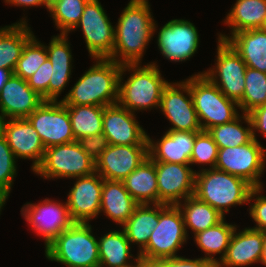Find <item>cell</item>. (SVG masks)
<instances>
[{"mask_svg": "<svg viewBox=\"0 0 266 267\" xmlns=\"http://www.w3.org/2000/svg\"><path fill=\"white\" fill-rule=\"evenodd\" d=\"M148 0H130L114 27V47L108 57L119 64H141L143 53L156 32Z\"/></svg>", "mask_w": 266, "mask_h": 267, "instance_id": "6da1fadb", "label": "cell"}, {"mask_svg": "<svg viewBox=\"0 0 266 267\" xmlns=\"http://www.w3.org/2000/svg\"><path fill=\"white\" fill-rule=\"evenodd\" d=\"M95 61L63 97L64 105L105 107L117 103L122 64L109 58H95Z\"/></svg>", "mask_w": 266, "mask_h": 267, "instance_id": "7a4b0ae2", "label": "cell"}, {"mask_svg": "<svg viewBox=\"0 0 266 267\" xmlns=\"http://www.w3.org/2000/svg\"><path fill=\"white\" fill-rule=\"evenodd\" d=\"M141 64H122L119 77L117 103L130 112L160 108L161 95L169 83L160 73L158 65L152 62L145 66ZM132 71L130 77L123 83V74Z\"/></svg>", "mask_w": 266, "mask_h": 267, "instance_id": "3957f363", "label": "cell"}, {"mask_svg": "<svg viewBox=\"0 0 266 267\" xmlns=\"http://www.w3.org/2000/svg\"><path fill=\"white\" fill-rule=\"evenodd\" d=\"M253 188L241 177L216 168H203L195 175L194 196L225 217L230 207L248 203Z\"/></svg>", "mask_w": 266, "mask_h": 267, "instance_id": "277c9868", "label": "cell"}, {"mask_svg": "<svg viewBox=\"0 0 266 267\" xmlns=\"http://www.w3.org/2000/svg\"><path fill=\"white\" fill-rule=\"evenodd\" d=\"M96 239L89 223L74 222L45 247V256L66 267H99Z\"/></svg>", "mask_w": 266, "mask_h": 267, "instance_id": "5b68a950", "label": "cell"}, {"mask_svg": "<svg viewBox=\"0 0 266 267\" xmlns=\"http://www.w3.org/2000/svg\"><path fill=\"white\" fill-rule=\"evenodd\" d=\"M189 87L202 131L229 123L239 116L238 103L227 98L204 74L189 77Z\"/></svg>", "mask_w": 266, "mask_h": 267, "instance_id": "8992f818", "label": "cell"}, {"mask_svg": "<svg viewBox=\"0 0 266 267\" xmlns=\"http://www.w3.org/2000/svg\"><path fill=\"white\" fill-rule=\"evenodd\" d=\"M183 214L178 205L159 204V222L139 257L166 259L178 256L177 251L187 241Z\"/></svg>", "mask_w": 266, "mask_h": 267, "instance_id": "52a82bcc", "label": "cell"}, {"mask_svg": "<svg viewBox=\"0 0 266 267\" xmlns=\"http://www.w3.org/2000/svg\"><path fill=\"white\" fill-rule=\"evenodd\" d=\"M95 172L96 162L81 148L77 140L46 148L41 164L34 171L44 179H75Z\"/></svg>", "mask_w": 266, "mask_h": 267, "instance_id": "ba28073f", "label": "cell"}, {"mask_svg": "<svg viewBox=\"0 0 266 267\" xmlns=\"http://www.w3.org/2000/svg\"><path fill=\"white\" fill-rule=\"evenodd\" d=\"M266 148L252 138L237 147L218 148L215 168L245 179L254 188L263 187L260 181L266 164Z\"/></svg>", "mask_w": 266, "mask_h": 267, "instance_id": "9c48e42d", "label": "cell"}, {"mask_svg": "<svg viewBox=\"0 0 266 267\" xmlns=\"http://www.w3.org/2000/svg\"><path fill=\"white\" fill-rule=\"evenodd\" d=\"M246 68L247 65L234 48L227 41L218 39L215 66L201 73L227 98L239 103L244 94Z\"/></svg>", "mask_w": 266, "mask_h": 267, "instance_id": "30bf717a", "label": "cell"}, {"mask_svg": "<svg viewBox=\"0 0 266 267\" xmlns=\"http://www.w3.org/2000/svg\"><path fill=\"white\" fill-rule=\"evenodd\" d=\"M27 119L39 134L45 148L76 141L68 107L61 100H45Z\"/></svg>", "mask_w": 266, "mask_h": 267, "instance_id": "8fae6325", "label": "cell"}, {"mask_svg": "<svg viewBox=\"0 0 266 267\" xmlns=\"http://www.w3.org/2000/svg\"><path fill=\"white\" fill-rule=\"evenodd\" d=\"M91 58H108L114 47V26L99 0H89L79 23Z\"/></svg>", "mask_w": 266, "mask_h": 267, "instance_id": "7c38bea8", "label": "cell"}, {"mask_svg": "<svg viewBox=\"0 0 266 267\" xmlns=\"http://www.w3.org/2000/svg\"><path fill=\"white\" fill-rule=\"evenodd\" d=\"M159 109L173 125L168 130L202 131L190 93L189 78L179 83L169 82L164 87Z\"/></svg>", "mask_w": 266, "mask_h": 267, "instance_id": "4fadbf2b", "label": "cell"}, {"mask_svg": "<svg viewBox=\"0 0 266 267\" xmlns=\"http://www.w3.org/2000/svg\"><path fill=\"white\" fill-rule=\"evenodd\" d=\"M21 214L32 227V230L45 240V247L61 232L74 222L68 212L67 203H59L45 198L38 204L26 203Z\"/></svg>", "mask_w": 266, "mask_h": 267, "instance_id": "5bb4252c", "label": "cell"}, {"mask_svg": "<svg viewBox=\"0 0 266 267\" xmlns=\"http://www.w3.org/2000/svg\"><path fill=\"white\" fill-rule=\"evenodd\" d=\"M198 30L188 20L173 19L160 30L157 44L161 54L170 61L182 62L193 57L199 46Z\"/></svg>", "mask_w": 266, "mask_h": 267, "instance_id": "9a60e30c", "label": "cell"}, {"mask_svg": "<svg viewBox=\"0 0 266 267\" xmlns=\"http://www.w3.org/2000/svg\"><path fill=\"white\" fill-rule=\"evenodd\" d=\"M155 170L159 204L178 205L182 199L194 195L196 170L189 165L155 162Z\"/></svg>", "mask_w": 266, "mask_h": 267, "instance_id": "2e32d148", "label": "cell"}, {"mask_svg": "<svg viewBox=\"0 0 266 267\" xmlns=\"http://www.w3.org/2000/svg\"><path fill=\"white\" fill-rule=\"evenodd\" d=\"M149 157V145H109L96 161V172L106 180L123 181Z\"/></svg>", "mask_w": 266, "mask_h": 267, "instance_id": "e0dca14e", "label": "cell"}, {"mask_svg": "<svg viewBox=\"0 0 266 267\" xmlns=\"http://www.w3.org/2000/svg\"><path fill=\"white\" fill-rule=\"evenodd\" d=\"M0 131L16 159H32L34 172L41 164L46 148L30 121L27 118L0 120Z\"/></svg>", "mask_w": 266, "mask_h": 267, "instance_id": "ac0fdd59", "label": "cell"}, {"mask_svg": "<svg viewBox=\"0 0 266 267\" xmlns=\"http://www.w3.org/2000/svg\"><path fill=\"white\" fill-rule=\"evenodd\" d=\"M135 116L118 103L104 107L103 134L109 145H149L148 135Z\"/></svg>", "mask_w": 266, "mask_h": 267, "instance_id": "d6986e66", "label": "cell"}, {"mask_svg": "<svg viewBox=\"0 0 266 267\" xmlns=\"http://www.w3.org/2000/svg\"><path fill=\"white\" fill-rule=\"evenodd\" d=\"M76 180L66 202L69 216L73 222L89 223L100 214L103 178L95 172Z\"/></svg>", "mask_w": 266, "mask_h": 267, "instance_id": "ffe728a7", "label": "cell"}, {"mask_svg": "<svg viewBox=\"0 0 266 267\" xmlns=\"http://www.w3.org/2000/svg\"><path fill=\"white\" fill-rule=\"evenodd\" d=\"M44 101L27 80L12 74L0 92V120L27 118Z\"/></svg>", "mask_w": 266, "mask_h": 267, "instance_id": "44dd1931", "label": "cell"}, {"mask_svg": "<svg viewBox=\"0 0 266 267\" xmlns=\"http://www.w3.org/2000/svg\"><path fill=\"white\" fill-rule=\"evenodd\" d=\"M199 132L168 130L157 142L148 135L149 157L155 162L190 165L195 137Z\"/></svg>", "mask_w": 266, "mask_h": 267, "instance_id": "7402d4cb", "label": "cell"}, {"mask_svg": "<svg viewBox=\"0 0 266 267\" xmlns=\"http://www.w3.org/2000/svg\"><path fill=\"white\" fill-rule=\"evenodd\" d=\"M235 228L225 256L217 267H244L260 262L263 250V231L245 228L237 233Z\"/></svg>", "mask_w": 266, "mask_h": 267, "instance_id": "603a6c76", "label": "cell"}, {"mask_svg": "<svg viewBox=\"0 0 266 267\" xmlns=\"http://www.w3.org/2000/svg\"><path fill=\"white\" fill-rule=\"evenodd\" d=\"M218 39L227 41L247 67L266 73V30L249 29L231 36L220 34Z\"/></svg>", "mask_w": 266, "mask_h": 267, "instance_id": "cb8c5ba5", "label": "cell"}, {"mask_svg": "<svg viewBox=\"0 0 266 267\" xmlns=\"http://www.w3.org/2000/svg\"><path fill=\"white\" fill-rule=\"evenodd\" d=\"M67 36L66 34L53 36L49 46H46L48 59L52 63V74L49 82V100L51 101H57L71 76L73 57Z\"/></svg>", "mask_w": 266, "mask_h": 267, "instance_id": "d4e9b609", "label": "cell"}, {"mask_svg": "<svg viewBox=\"0 0 266 267\" xmlns=\"http://www.w3.org/2000/svg\"><path fill=\"white\" fill-rule=\"evenodd\" d=\"M139 204L125 189L123 181L103 179L100 213L122 226Z\"/></svg>", "mask_w": 266, "mask_h": 267, "instance_id": "484cf974", "label": "cell"}, {"mask_svg": "<svg viewBox=\"0 0 266 267\" xmlns=\"http://www.w3.org/2000/svg\"><path fill=\"white\" fill-rule=\"evenodd\" d=\"M125 189L140 204H159L155 161L148 157L123 180Z\"/></svg>", "mask_w": 266, "mask_h": 267, "instance_id": "4316f807", "label": "cell"}, {"mask_svg": "<svg viewBox=\"0 0 266 267\" xmlns=\"http://www.w3.org/2000/svg\"><path fill=\"white\" fill-rule=\"evenodd\" d=\"M26 19L0 28V67L14 72L25 44L34 36Z\"/></svg>", "mask_w": 266, "mask_h": 267, "instance_id": "83f0119b", "label": "cell"}, {"mask_svg": "<svg viewBox=\"0 0 266 267\" xmlns=\"http://www.w3.org/2000/svg\"><path fill=\"white\" fill-rule=\"evenodd\" d=\"M159 222V204H140L121 226L130 244L136 243L139 252L147 245L152 231Z\"/></svg>", "mask_w": 266, "mask_h": 267, "instance_id": "f1b7e54d", "label": "cell"}, {"mask_svg": "<svg viewBox=\"0 0 266 267\" xmlns=\"http://www.w3.org/2000/svg\"><path fill=\"white\" fill-rule=\"evenodd\" d=\"M266 19V0H237L224 19L231 35L239 31L262 28Z\"/></svg>", "mask_w": 266, "mask_h": 267, "instance_id": "f546056e", "label": "cell"}, {"mask_svg": "<svg viewBox=\"0 0 266 267\" xmlns=\"http://www.w3.org/2000/svg\"><path fill=\"white\" fill-rule=\"evenodd\" d=\"M100 266L124 267L131 265V244L124 230H111L98 239Z\"/></svg>", "mask_w": 266, "mask_h": 267, "instance_id": "4dcf8cb0", "label": "cell"}, {"mask_svg": "<svg viewBox=\"0 0 266 267\" xmlns=\"http://www.w3.org/2000/svg\"><path fill=\"white\" fill-rule=\"evenodd\" d=\"M235 228H237L236 225L226 223L225 218H223L216 225L195 234V243L207 255L204 258L216 264L222 260ZM215 254H221L220 259L218 258L217 260V258L213 257Z\"/></svg>", "mask_w": 266, "mask_h": 267, "instance_id": "1f68e13d", "label": "cell"}, {"mask_svg": "<svg viewBox=\"0 0 266 267\" xmlns=\"http://www.w3.org/2000/svg\"><path fill=\"white\" fill-rule=\"evenodd\" d=\"M178 207L183 214L186 233L190 228L194 235L216 225L224 218L216 209L194 195L186 198L183 204L179 203Z\"/></svg>", "mask_w": 266, "mask_h": 267, "instance_id": "d6a6232c", "label": "cell"}, {"mask_svg": "<svg viewBox=\"0 0 266 267\" xmlns=\"http://www.w3.org/2000/svg\"><path fill=\"white\" fill-rule=\"evenodd\" d=\"M75 140L103 133L104 107L97 105H66Z\"/></svg>", "mask_w": 266, "mask_h": 267, "instance_id": "836d02e7", "label": "cell"}, {"mask_svg": "<svg viewBox=\"0 0 266 267\" xmlns=\"http://www.w3.org/2000/svg\"><path fill=\"white\" fill-rule=\"evenodd\" d=\"M241 120L246 122L247 127L242 126ZM208 133L212 136L218 148L237 147L248 143L253 138L249 115L244 113L229 123L210 128Z\"/></svg>", "mask_w": 266, "mask_h": 267, "instance_id": "e575fe53", "label": "cell"}, {"mask_svg": "<svg viewBox=\"0 0 266 267\" xmlns=\"http://www.w3.org/2000/svg\"><path fill=\"white\" fill-rule=\"evenodd\" d=\"M266 104V73L247 67L245 72V89L239 109L248 114L253 109Z\"/></svg>", "mask_w": 266, "mask_h": 267, "instance_id": "d590c367", "label": "cell"}, {"mask_svg": "<svg viewBox=\"0 0 266 267\" xmlns=\"http://www.w3.org/2000/svg\"><path fill=\"white\" fill-rule=\"evenodd\" d=\"M89 0H59L49 12L60 34L68 35L76 27Z\"/></svg>", "mask_w": 266, "mask_h": 267, "instance_id": "8d00e7d4", "label": "cell"}, {"mask_svg": "<svg viewBox=\"0 0 266 267\" xmlns=\"http://www.w3.org/2000/svg\"><path fill=\"white\" fill-rule=\"evenodd\" d=\"M47 58L46 46L37 41L36 37L33 36L23 47L13 74L27 80Z\"/></svg>", "mask_w": 266, "mask_h": 267, "instance_id": "74e56055", "label": "cell"}, {"mask_svg": "<svg viewBox=\"0 0 266 267\" xmlns=\"http://www.w3.org/2000/svg\"><path fill=\"white\" fill-rule=\"evenodd\" d=\"M15 160L5 136L0 131V212L8 199L14 178L17 175Z\"/></svg>", "mask_w": 266, "mask_h": 267, "instance_id": "f35d334b", "label": "cell"}, {"mask_svg": "<svg viewBox=\"0 0 266 267\" xmlns=\"http://www.w3.org/2000/svg\"><path fill=\"white\" fill-rule=\"evenodd\" d=\"M218 155V146L208 131H201L195 137L191 153L190 165L209 164L210 169L215 168Z\"/></svg>", "mask_w": 266, "mask_h": 267, "instance_id": "ab89813d", "label": "cell"}, {"mask_svg": "<svg viewBox=\"0 0 266 267\" xmlns=\"http://www.w3.org/2000/svg\"><path fill=\"white\" fill-rule=\"evenodd\" d=\"M52 74V63L47 58L38 70L27 79L28 85L44 100H49V82Z\"/></svg>", "mask_w": 266, "mask_h": 267, "instance_id": "60d3db41", "label": "cell"}, {"mask_svg": "<svg viewBox=\"0 0 266 267\" xmlns=\"http://www.w3.org/2000/svg\"><path fill=\"white\" fill-rule=\"evenodd\" d=\"M262 190L263 187H255L251 190L248 202L253 200L254 203H250L249 213L252 219L256 222V227L254 226L252 228L255 230L266 231V196L260 195Z\"/></svg>", "mask_w": 266, "mask_h": 267, "instance_id": "b9f144b4", "label": "cell"}, {"mask_svg": "<svg viewBox=\"0 0 266 267\" xmlns=\"http://www.w3.org/2000/svg\"><path fill=\"white\" fill-rule=\"evenodd\" d=\"M77 141L81 148L95 162L109 146L108 139L103 133H96L92 136L80 138Z\"/></svg>", "mask_w": 266, "mask_h": 267, "instance_id": "7bdbcfd3", "label": "cell"}, {"mask_svg": "<svg viewBox=\"0 0 266 267\" xmlns=\"http://www.w3.org/2000/svg\"><path fill=\"white\" fill-rule=\"evenodd\" d=\"M167 267H217V264L204 257L188 259L181 256L167 258Z\"/></svg>", "mask_w": 266, "mask_h": 267, "instance_id": "ee69618b", "label": "cell"}, {"mask_svg": "<svg viewBox=\"0 0 266 267\" xmlns=\"http://www.w3.org/2000/svg\"><path fill=\"white\" fill-rule=\"evenodd\" d=\"M248 115L252 124V137L257 140L256 131L266 137V104L253 109Z\"/></svg>", "mask_w": 266, "mask_h": 267, "instance_id": "f6af8a7d", "label": "cell"}, {"mask_svg": "<svg viewBox=\"0 0 266 267\" xmlns=\"http://www.w3.org/2000/svg\"><path fill=\"white\" fill-rule=\"evenodd\" d=\"M140 267H167V258L151 259L140 257Z\"/></svg>", "mask_w": 266, "mask_h": 267, "instance_id": "bcb514c9", "label": "cell"}, {"mask_svg": "<svg viewBox=\"0 0 266 267\" xmlns=\"http://www.w3.org/2000/svg\"><path fill=\"white\" fill-rule=\"evenodd\" d=\"M7 4H12L14 6H23V7H38V6H43L44 1L43 0H4Z\"/></svg>", "mask_w": 266, "mask_h": 267, "instance_id": "7dc6e473", "label": "cell"}, {"mask_svg": "<svg viewBox=\"0 0 266 267\" xmlns=\"http://www.w3.org/2000/svg\"><path fill=\"white\" fill-rule=\"evenodd\" d=\"M12 74L10 70L0 67V92Z\"/></svg>", "mask_w": 266, "mask_h": 267, "instance_id": "c3c4849f", "label": "cell"}, {"mask_svg": "<svg viewBox=\"0 0 266 267\" xmlns=\"http://www.w3.org/2000/svg\"><path fill=\"white\" fill-rule=\"evenodd\" d=\"M260 263L266 266V231H263V250Z\"/></svg>", "mask_w": 266, "mask_h": 267, "instance_id": "681fc988", "label": "cell"}, {"mask_svg": "<svg viewBox=\"0 0 266 267\" xmlns=\"http://www.w3.org/2000/svg\"><path fill=\"white\" fill-rule=\"evenodd\" d=\"M44 6L49 10L53 5H55L59 0H43Z\"/></svg>", "mask_w": 266, "mask_h": 267, "instance_id": "f907efd6", "label": "cell"}, {"mask_svg": "<svg viewBox=\"0 0 266 267\" xmlns=\"http://www.w3.org/2000/svg\"><path fill=\"white\" fill-rule=\"evenodd\" d=\"M133 260H135L134 261V265H133V263H131V265L124 266V267H140V257H139V255H137V257L133 258Z\"/></svg>", "mask_w": 266, "mask_h": 267, "instance_id": "816d5d0a", "label": "cell"}, {"mask_svg": "<svg viewBox=\"0 0 266 267\" xmlns=\"http://www.w3.org/2000/svg\"><path fill=\"white\" fill-rule=\"evenodd\" d=\"M262 29L266 30V19H265V22H264V24L262 26Z\"/></svg>", "mask_w": 266, "mask_h": 267, "instance_id": "f5cc1de1", "label": "cell"}]
</instances>
